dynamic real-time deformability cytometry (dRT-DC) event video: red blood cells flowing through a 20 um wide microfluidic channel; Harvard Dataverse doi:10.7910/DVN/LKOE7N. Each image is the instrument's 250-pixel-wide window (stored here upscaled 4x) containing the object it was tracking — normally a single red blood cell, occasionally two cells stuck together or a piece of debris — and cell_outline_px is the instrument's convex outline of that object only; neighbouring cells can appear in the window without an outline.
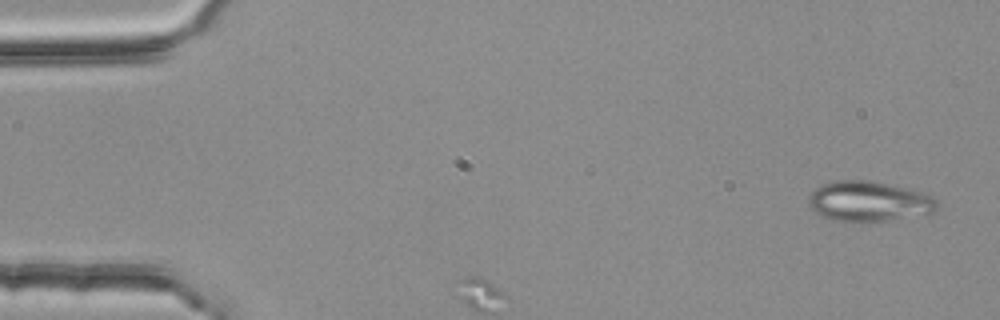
{"species": "common noctule bat (a hibernating species)", "species_latin": "Nyctalus noctula", "temperature_condition": "room temperature", "stored_images_in_passage": 6, "camera_frame_rate_fps": 3000, "um_per_image_px": 0.085, "animal": {"sex": "female", "body_mass_g": 25.1}, "frame": {"image": 1, "passage_image": 1, "time_ms": 0.0, "image_size_px": [1000, 320], "cell_outline_px": [[940, 208], [936, 212], [928, 216], [888, 220], [832, 220], [820, 216], [808, 204], [808, 196], [820, 184], [836, 180], [868, 180], [888, 184], [924, 192], [932, 196], [936, 200]], "centroid_in_image_um": [73.92, 17.11], "position_along_channel_um": 11.1, "area_um2": 30.4}}